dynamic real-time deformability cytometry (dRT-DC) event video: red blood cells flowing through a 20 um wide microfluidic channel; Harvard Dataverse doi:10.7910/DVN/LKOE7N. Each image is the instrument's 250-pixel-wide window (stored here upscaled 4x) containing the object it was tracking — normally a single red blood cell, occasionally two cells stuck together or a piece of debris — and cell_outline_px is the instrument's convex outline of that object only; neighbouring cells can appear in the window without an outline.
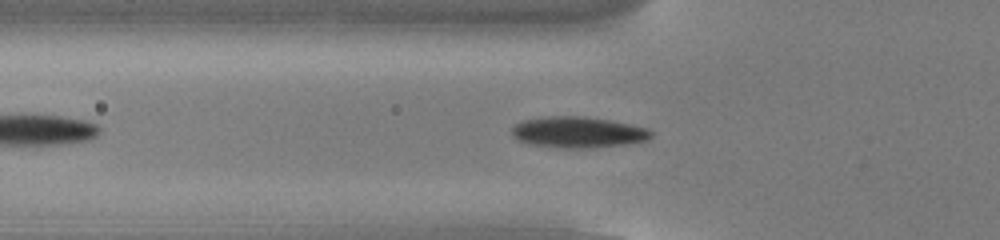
{"species": "common noctule bat (a hibernating species)", "species_latin": "Nyctalus noctula", "temperature_condition": "cold", "stored_images_in_passage": 43, "camera_frame_rate_fps": 3000, "um_per_image_px": 0.085, "animal": {"sex": "male", "body_mass_g": 13.0, "forearm_length_mm": 53.1}, "frame": {"image": 1, "passage_image": 10, "time_ms": 3.0, "image_size_px": [1000, 240], "cell_outline_px": [[652, 136], [644, 140], [624, 144], [584, 148], [560, 148], [532, 144], [516, 140], [512, 136], [512, 128], [516, 124], [524, 120], [544, 116], [580, 116], [608, 120], [648, 128], [652, 132]], "centroid_in_image_um": [49.07, 11.23], "position_along_channel_um": 76.7, "area_um2": 24.91}}
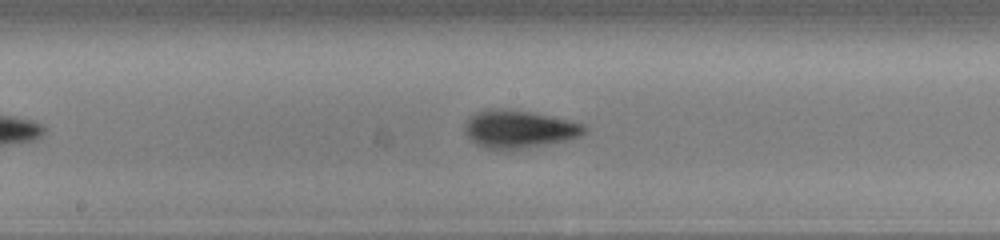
{"frame": {"image": 2, "passage_image": 20, "time_ms": 6.333, "image_size_px": [1000, 240], "cell_outline_px": [[584, 132], [580, 136], [564, 140], [524, 148], [484, 148], [476, 144], [464, 132], [464, 124], [468, 116], [476, 112], [492, 108], [504, 108], [532, 112], [584, 124]], "centroid_in_image_um": [44.03, 10.94], "position_along_channel_um": 204.2, "area_um2": 25.89}}
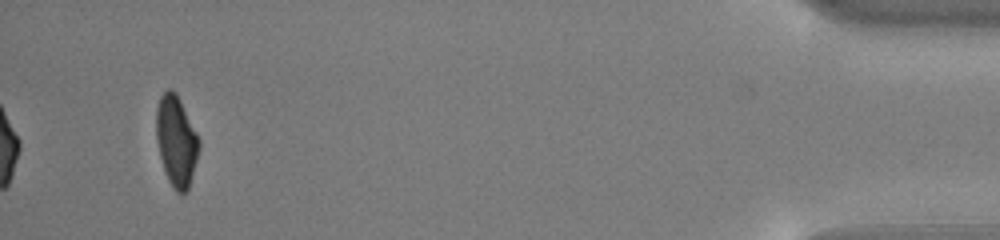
{"frame": {"image": 3, "passage_image": 43, "time_ms": 14.0, "image_size_px": [1000, 240], "cell_outline_px": [[200, 148], [188, 188], [184, 192], [176, 192], [168, 180], [160, 156], [156, 140], [156, 108], [160, 96], [168, 88], [172, 88], [176, 92], [200, 140]], "centroid_in_image_um": [14.97, 11.94], "position_along_channel_um": 420.2, "area_um2": 22.37}, "authors_computed_cell_mechanics": {"area_um2": 23.5246, "velocity_mm_per_s": 3.8111, "shape_relaxation_time_tau1_ms": 2.1594, "shape_relaxation_time_tau2_ms": 7.119, "deformation_change_tau1": 0.1363, "deformation_change_tau2": 0.0927}}